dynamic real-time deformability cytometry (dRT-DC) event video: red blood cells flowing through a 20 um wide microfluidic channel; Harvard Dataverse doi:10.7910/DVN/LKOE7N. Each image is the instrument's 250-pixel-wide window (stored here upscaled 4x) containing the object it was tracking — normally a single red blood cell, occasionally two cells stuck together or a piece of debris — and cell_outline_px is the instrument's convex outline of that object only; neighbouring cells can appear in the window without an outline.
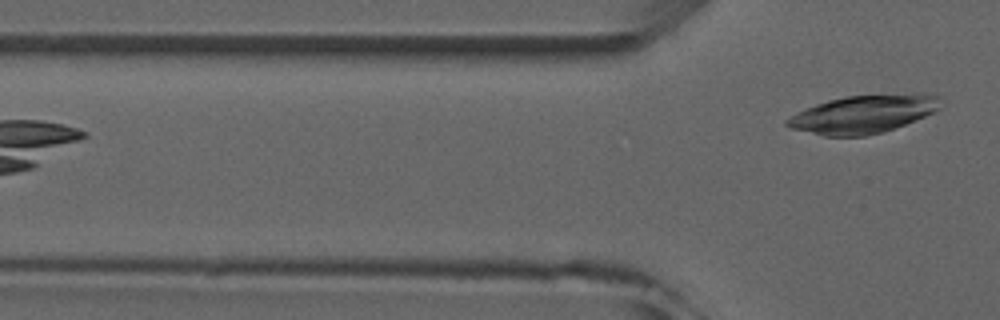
{"species": "common noctule bat (a hibernating species)", "species_latin": "Nyctalus noctula", "temperature_condition": "room temperature", "stored_images_in_passage": 5, "camera_frame_rate_fps": 3000, "um_per_image_px": 0.085, "animal": {"sex": "male", "forearm_length_mm": 52.5}, "frame": {"image": 1, "passage_image": 5, "time_ms": 6.0, "image_size_px": [1000, 320], "cell_outline_px": [[940, 108], [924, 116], [904, 124], [880, 132], [864, 136], [824, 136], [788, 128], [784, 124], [784, 120], [796, 112], [816, 104], [828, 100], [844, 96], [920, 92], [932, 92], [940, 96]], "centroid_in_image_um": [73.37, 9.67], "position_along_channel_um": 52.4, "area_um2": 34.39}}